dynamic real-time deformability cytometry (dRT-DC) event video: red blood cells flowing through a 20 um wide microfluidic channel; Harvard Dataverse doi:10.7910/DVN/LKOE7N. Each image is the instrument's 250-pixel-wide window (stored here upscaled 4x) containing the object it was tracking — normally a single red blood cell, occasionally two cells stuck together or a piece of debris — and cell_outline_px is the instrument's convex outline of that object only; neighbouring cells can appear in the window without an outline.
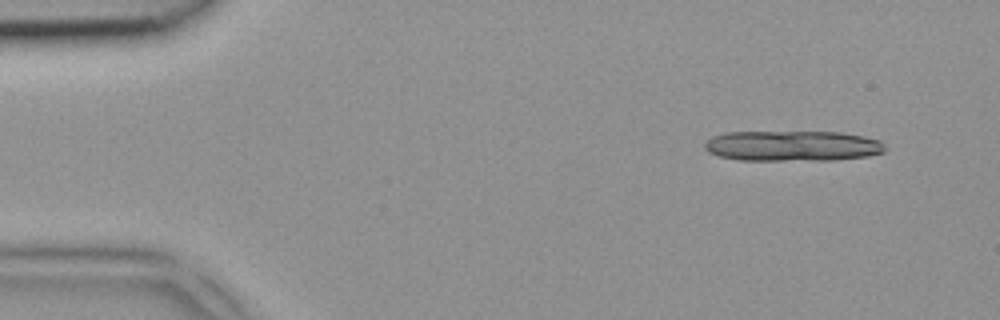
{"species": "common noctule bat (a hibernating species)", "species_latin": "Nyctalus noctula", "temperature_condition": "room temperature", "stored_images_in_passage": 6, "camera_frame_rate_fps": 3000, "um_per_image_px": 0.085, "animal": {"sex": "female", "body_mass_g": 18.4}, "frame": {"image": 1, "passage_image": 1, "time_ms": 0.0, "image_size_px": [1000, 320], "cell_outline_px": [[884, 152], [868, 156], [836, 160], [740, 160], [720, 156], [708, 152], [704, 148], [704, 144], [712, 136], [724, 132], [840, 132], [864, 136], [880, 140], [884, 144]], "centroid_in_image_um": [67.36, 12.4], "position_along_channel_um": 17.6, "area_um2": 32.19}}